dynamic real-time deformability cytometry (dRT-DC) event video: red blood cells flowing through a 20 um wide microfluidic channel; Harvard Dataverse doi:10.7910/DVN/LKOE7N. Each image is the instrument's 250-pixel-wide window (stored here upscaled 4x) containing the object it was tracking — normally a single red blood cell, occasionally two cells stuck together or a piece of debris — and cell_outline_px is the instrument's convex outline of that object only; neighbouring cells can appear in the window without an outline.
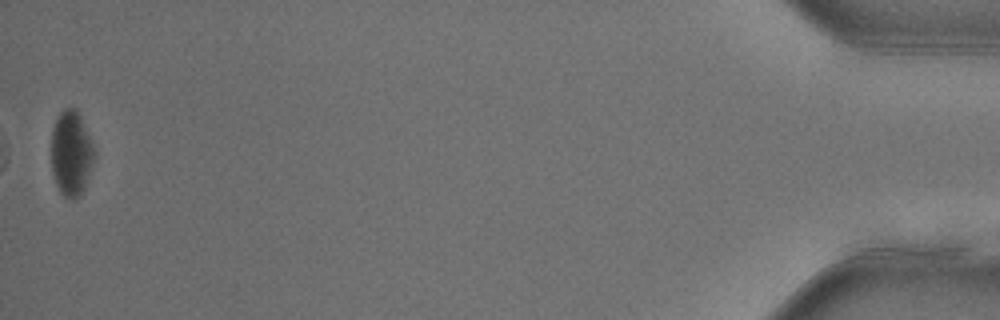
{"species": "common noctule bat (a hibernating species)", "species_latin": "Nyctalus noctula", "temperature_condition": "warm", "stored_images_in_passage": 38, "camera_frame_rate_fps": 3000, "um_per_image_px": 0.085, "animal": {"sex": "female"}, "frame": {"image": 1, "passage_image": 38, "time_ms": 12.333, "image_size_px": [1000, 320], "cell_outline_px": [[96, 156], [92, 168], [84, 188], [80, 196], [76, 200], [72, 200], [64, 196], [60, 192], [56, 184], [52, 168], [52, 128], [60, 112], [64, 108], [76, 108], [80, 116], [96, 152]], "centroid_in_image_um": [6.07, 13.06], "position_along_channel_um": 429.1, "area_um2": 21.39}, "authors_computed_cell_mechanics": {"area_um2": 26.2412, "velocity_mm_per_s": 3.9457, "shape_relaxation_time_tau1_ms": 7.6746, "shape_relaxation_time_tau2_ms": 8.6963, "deformation_change_tau1": 0.1595, "deformation_change_tau2": 0.1434}}